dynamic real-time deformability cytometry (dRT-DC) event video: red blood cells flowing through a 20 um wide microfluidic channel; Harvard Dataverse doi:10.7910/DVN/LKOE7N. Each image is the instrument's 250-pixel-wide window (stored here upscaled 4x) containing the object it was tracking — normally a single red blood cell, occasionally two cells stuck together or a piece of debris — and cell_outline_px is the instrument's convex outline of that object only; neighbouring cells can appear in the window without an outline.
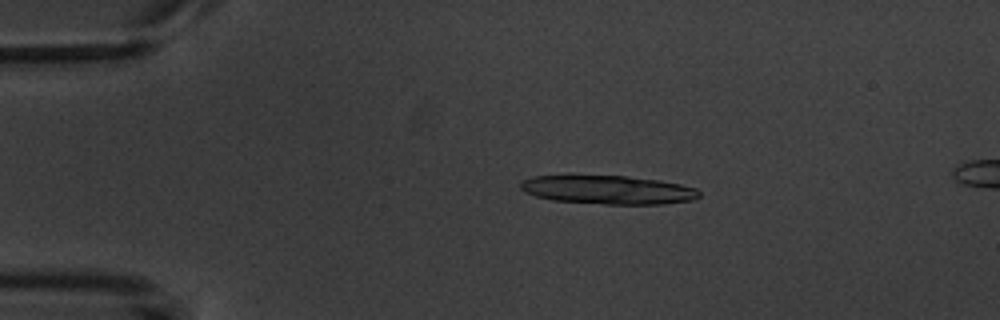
{"species": "common noctule bat (a hibernating species)", "species_latin": "Nyctalus noctula", "temperature_condition": "warm", "stored_images_in_passage": 6, "segment_of_instrument_passage": [1, 2], "camera_frame_rate_fps": 3000, "um_per_image_px": 0.085, "animal": {"sex": "male", "body_mass_g": 20.1, "forearm_length_mm": 53.5}, "frame": {"image": 1, "passage_image": 1, "time_ms": 0.0, "image_size_px": [1000, 320], "cell_outline_px": [[700, 196], [692, 200], [664, 204], [604, 204], [552, 200], [536, 196], [524, 192], [520, 188], [520, 184], [524, 180], [532, 176], [568, 172], [624, 176], [660, 180], [680, 184], [696, 188], [700, 192]], "centroid_in_image_um": [51.58, 16.08], "position_along_channel_um": 33.4, "area_um2": 31.04}}